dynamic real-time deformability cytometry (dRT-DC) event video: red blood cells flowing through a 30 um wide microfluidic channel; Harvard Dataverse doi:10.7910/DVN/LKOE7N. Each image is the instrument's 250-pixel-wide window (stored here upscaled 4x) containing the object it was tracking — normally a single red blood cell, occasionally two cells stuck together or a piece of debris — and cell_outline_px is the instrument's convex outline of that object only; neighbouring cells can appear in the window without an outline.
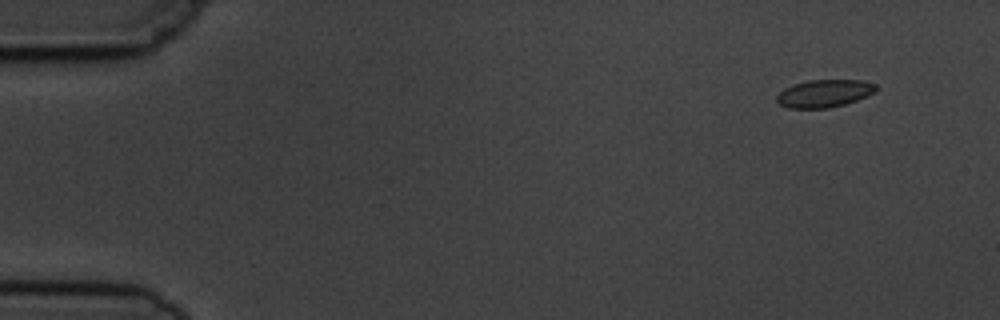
{"species": "common noctule bat (a hibernating species)", "species_latin": "Nyctalus noctula", "temperature_condition": "cold", "stored_images_in_passage": 9, "camera_frame_rate_fps": 3000, "um_per_image_px": 0.085, "animal": {"sex": "male", "body_mass_g": 19.5, "forearm_length_mm": 54.6}, "frame": {"image": 1, "passage_image": 2, "time_ms": 1.333, "image_size_px": [1000, 320], "cell_outline_px": [[876, 92], [856, 100], [844, 104], [828, 108], [788, 108], [780, 104], [776, 100], [776, 96], [784, 88], [792, 84], [808, 80], [864, 80], [876, 84]], "centroid_in_image_um": [70.05, 7.93], "position_along_channel_um": 14.9, "area_um2": 16.01}}
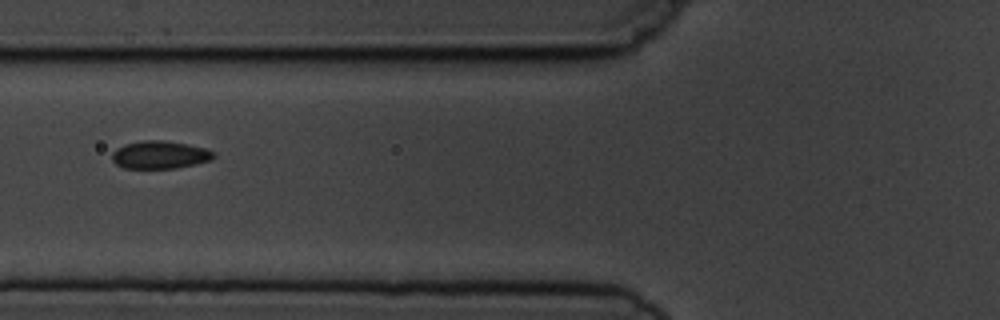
{"frame": {"image": 2, "passage_image": 7, "time_ms": 7.0, "image_size_px": [1000, 320], "cell_outline_px": [[216, 156], [212, 160], [196, 164], [176, 168], [124, 168], [116, 164], [112, 160], [112, 152], [116, 148], [124, 144], [144, 140], [164, 140], [188, 144], [204, 148], [216, 152]], "centroid_in_image_um": [13.61, 13.15], "position_along_channel_um": 112.2, "area_um2": 16.65}}
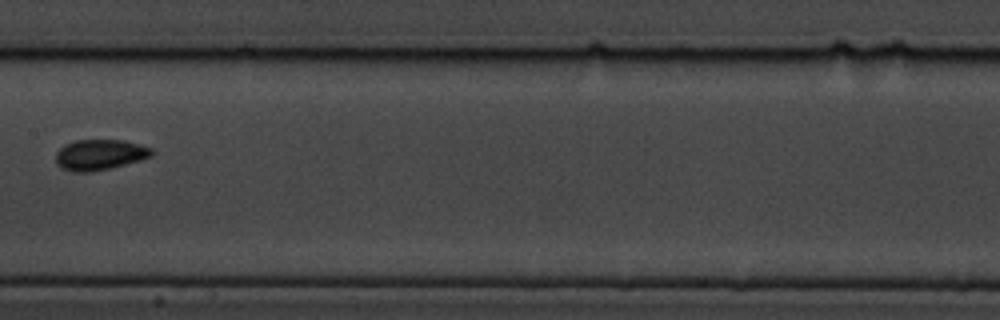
{"frame": {"image": 3, "passage_image": 9, "time_ms": 9.333, "image_size_px": [1000, 320], "cell_outline_px": [[152, 156], [124, 164], [108, 168], [88, 172], [72, 172], [60, 168], [56, 164], [56, 152], [64, 144], [76, 140], [124, 140], [152, 148]], "centroid_in_image_um": [8.42, 13.15], "position_along_channel_um": 199.0, "area_um2": 16.99}}